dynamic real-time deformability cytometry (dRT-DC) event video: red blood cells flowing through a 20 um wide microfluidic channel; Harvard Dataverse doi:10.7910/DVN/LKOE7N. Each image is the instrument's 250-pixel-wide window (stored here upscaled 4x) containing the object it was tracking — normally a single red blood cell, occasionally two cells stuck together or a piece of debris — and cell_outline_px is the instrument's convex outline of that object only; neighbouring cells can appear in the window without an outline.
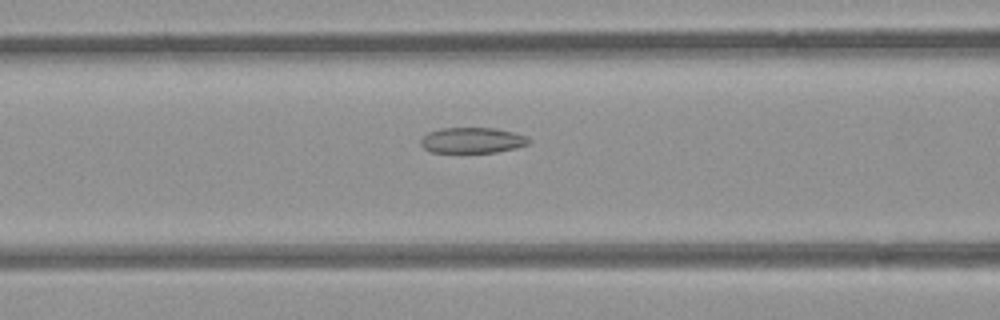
{"species": "common noctule bat (a hibernating species)", "species_latin": "Nyctalus noctula", "temperature_condition": "room temperature", "stored_images_in_passage": 31, "camera_frame_rate_fps": 3000, "um_per_image_px": 0.085, "animal": {"sex": "female", "body_mass_g": 21.9}, "frame": {"image": 1, "passage_image": 8, "time_ms": 2.333, "image_size_px": [1000, 320], "cell_outline_px": [[532, 140], [528, 144], [516, 148], [496, 152], [432, 152], [424, 148], [420, 144], [420, 140], [428, 132], [440, 128], [496, 128], [512, 132], [524, 136]], "centroid_in_image_um": [40.13, 11.92], "position_along_channel_um": 126.5, "area_um2": 16.07}}
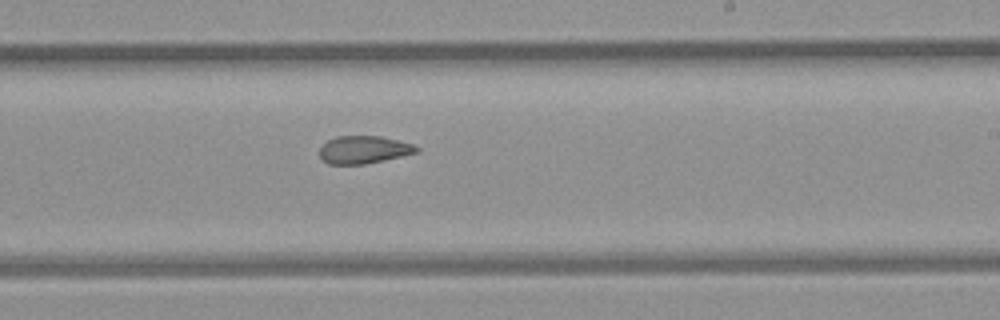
{"frame": {"image": 2, "passage_image": 18, "time_ms": 5.667, "image_size_px": [1000, 320], "cell_outline_px": [[420, 152], [364, 164], [328, 164], [320, 156], [320, 148], [328, 140], [336, 136], [380, 136], [412, 144], [420, 148]], "centroid_in_image_um": [30.93, 12.72], "position_along_channel_um": 258.1, "area_um2": 15.49}}
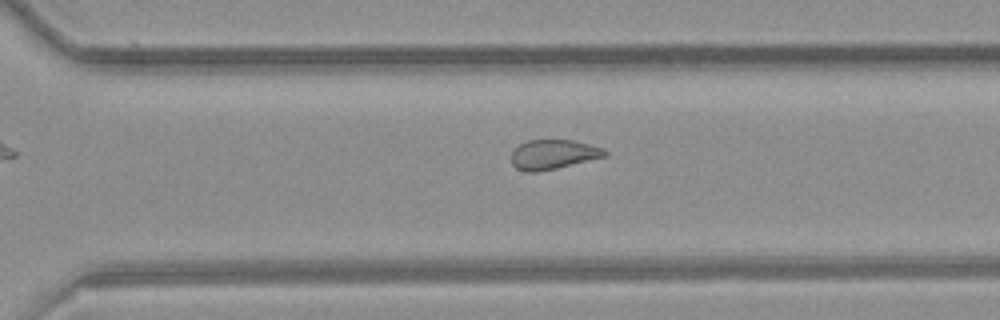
{"frame": {"image": 3, "passage_image": 23, "time_ms": 7.333, "image_size_px": [1000, 320], "cell_outline_px": [[608, 156], [556, 168], [536, 172], [528, 172], [516, 168], [512, 164], [512, 152], [520, 144], [528, 140], [572, 140], [604, 148], [608, 152]], "centroid_in_image_um": [47.05, 13.12], "position_along_channel_um": 323.5, "area_um2": 16.01}}